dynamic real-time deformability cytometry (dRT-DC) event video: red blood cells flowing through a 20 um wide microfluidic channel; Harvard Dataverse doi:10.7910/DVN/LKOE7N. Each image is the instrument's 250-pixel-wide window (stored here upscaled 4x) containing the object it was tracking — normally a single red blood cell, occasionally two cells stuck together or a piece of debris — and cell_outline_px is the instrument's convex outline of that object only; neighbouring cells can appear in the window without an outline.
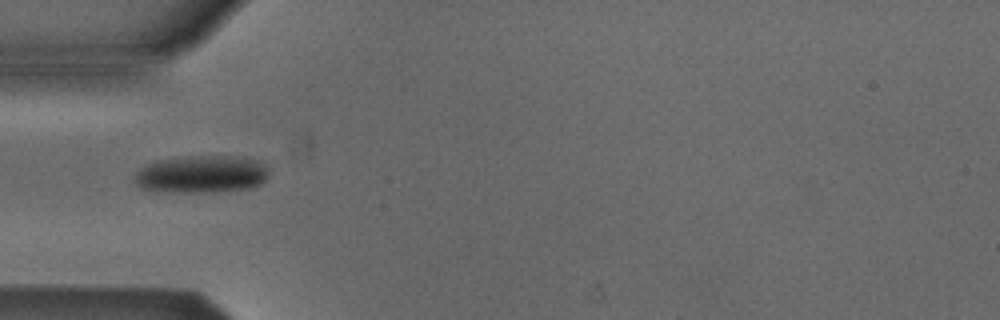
{"species": "Egyptian fruit bat (a non-hibernating species)", "species_latin": "Rousettus aegyptiacus", "temperature_condition": "cold", "stored_images_in_passage": 6, "camera_frame_rate_fps": 3000, "um_per_image_px": 0.085, "animal": {"sex": "male"}, "frame": {"image": 1, "passage_image": 4, "time_ms": 3.667, "image_size_px": [1000, 320], "cell_outline_px": [[268, 176], [260, 184], [248, 188], [204, 192], [156, 192], [140, 188], [136, 184], [136, 172], [140, 168], [156, 160], [188, 156], [228, 156], [256, 160], [264, 164], [268, 168]], "centroid_in_image_um": [17.08, 14.81], "position_along_channel_um": 67.9, "area_um2": 29.25}}
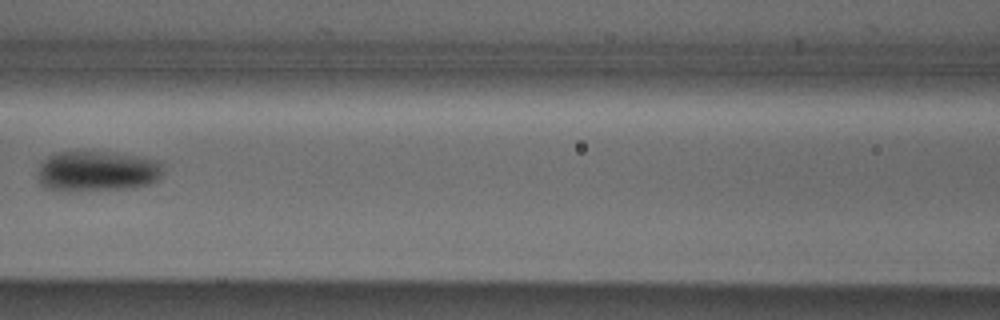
{"frame": {"image": 2, "passage_image": 6, "time_ms": 6.0, "image_size_px": [1000, 320], "cell_outline_px": [[164, 168], [160, 176], [156, 180], [148, 184], [128, 188], [48, 188], [40, 184], [36, 176], [36, 172], [40, 164], [48, 156], [56, 152], [116, 152], [140, 156], [160, 160]], "centroid_in_image_um": [8.29, 14.49], "position_along_channel_um": 158.3, "area_um2": 28.96}}